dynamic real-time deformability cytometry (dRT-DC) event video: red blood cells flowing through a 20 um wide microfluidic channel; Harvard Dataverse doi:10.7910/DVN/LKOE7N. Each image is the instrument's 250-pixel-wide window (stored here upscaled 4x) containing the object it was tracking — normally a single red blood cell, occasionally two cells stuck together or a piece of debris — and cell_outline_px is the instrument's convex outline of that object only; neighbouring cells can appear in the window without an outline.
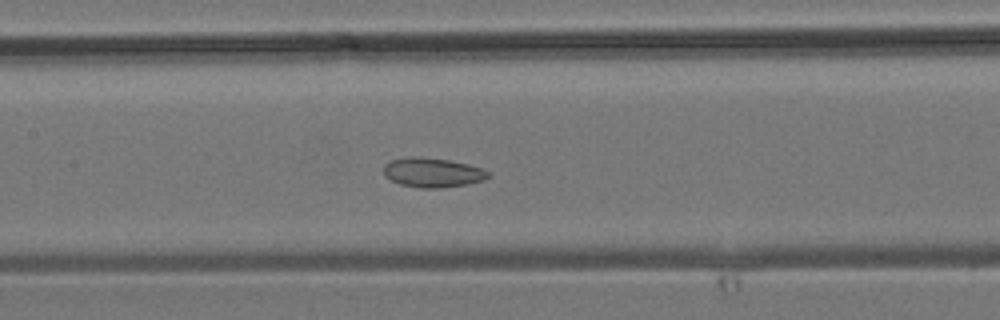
{"species": "common noctule bat (a hibernating species)", "species_latin": "Nyctalus noctula", "temperature_condition": "room temperature", "stored_images_in_passage": 41, "camera_frame_rate_fps": 3000, "um_per_image_px": 0.085, "animal": {"sex": "male", "body_mass_g": 19.2, "forearm_length_mm": 51.8}, "frame": {"image": 1, "passage_image": 17, "time_ms": 5.333, "image_size_px": [1000, 320], "cell_outline_px": [[492, 176], [484, 180], [464, 184], [436, 188], [420, 188], [400, 184], [384, 176], [384, 164], [388, 160], [412, 156], [420, 156], [448, 160], [468, 164], [480, 168], [488, 172]], "centroid_in_image_um": [36.73, 14.65], "position_along_channel_um": 170.7, "area_um2": 17.92}}
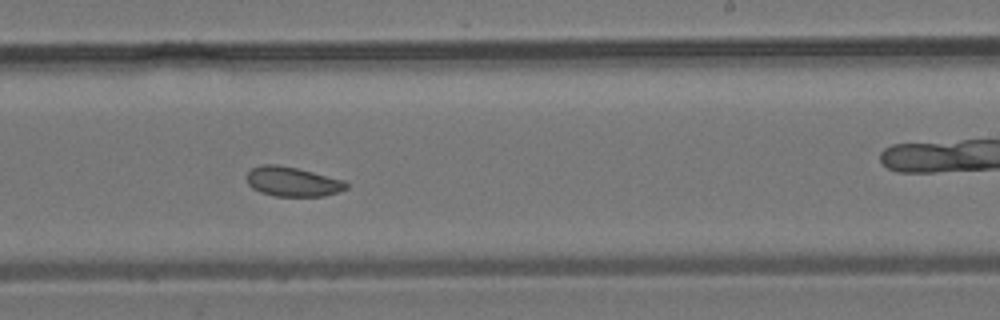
{"frame": {"image": 2, "passage_image": 23, "time_ms": 7.333, "image_size_px": [1000, 320], "cell_outline_px": [[348, 188], [324, 196], [276, 196], [260, 192], [252, 188], [248, 184], [248, 172], [252, 168], [260, 164], [276, 164], [296, 168], [344, 180], [348, 184]], "centroid_in_image_um": [24.85, 15.44], "position_along_channel_um": 264.1, "area_um2": 16.99}}
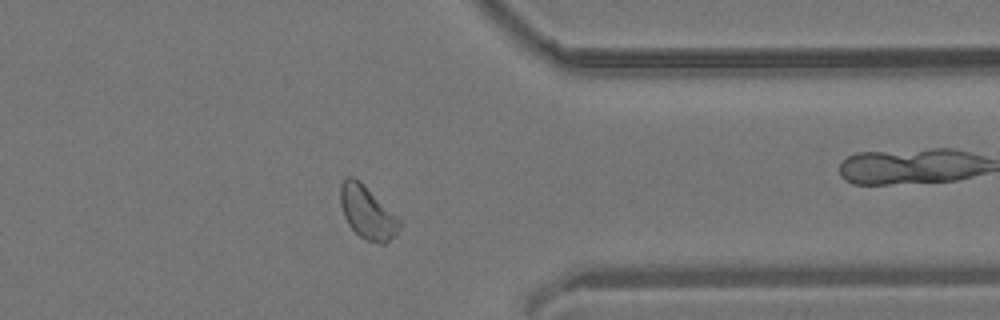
{"frame": {"image": 3, "passage_image": 31, "time_ms": 10.0, "image_size_px": [1000, 320], "cell_outline_px": [[400, 228], [384, 244], [380, 244], [368, 240], [360, 236], [348, 224], [344, 216], [340, 204], [340, 184], [344, 176], [352, 176], [360, 180], [400, 220]], "centroid_in_image_um": [31.17, 18.01], "position_along_channel_um": 380.2, "area_um2": 17.98}}